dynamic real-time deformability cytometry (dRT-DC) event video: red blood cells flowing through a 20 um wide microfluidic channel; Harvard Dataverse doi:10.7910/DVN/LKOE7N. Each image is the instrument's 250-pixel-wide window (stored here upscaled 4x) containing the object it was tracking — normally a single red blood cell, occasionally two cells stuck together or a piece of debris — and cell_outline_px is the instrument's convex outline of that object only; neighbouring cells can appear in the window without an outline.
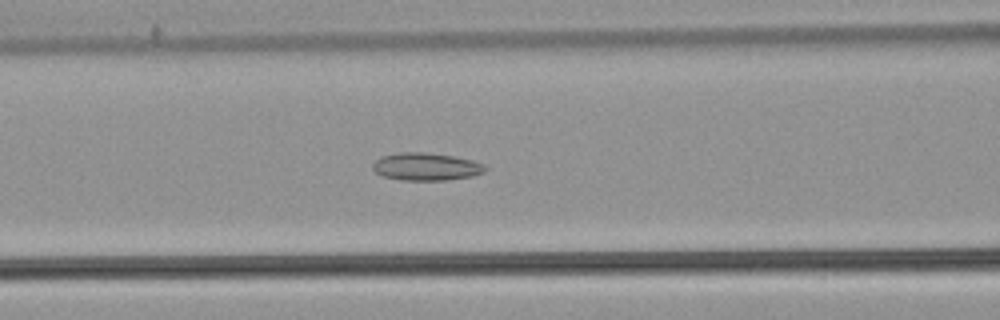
{"species": "common noctule bat (a hibernating species)", "species_latin": "Nyctalus noctula", "temperature_condition": "warm", "stored_images_in_passage": 40, "camera_frame_rate_fps": 3000, "um_per_image_px": 0.085, "animal": {"sex": "male", "body_mass_g": 21.5, "forearm_length_mm": 52.0}, "frame": {"image": 1, "passage_image": 15, "time_ms": 4.667, "image_size_px": [1000, 320], "cell_outline_px": [[488, 168], [484, 172], [472, 176], [448, 180], [400, 180], [384, 176], [376, 172], [372, 168], [372, 164], [380, 156], [400, 152], [424, 152], [452, 156], [472, 160], [484, 164]], "centroid_in_image_um": [36.22, 14.16], "position_along_channel_um": 130.4, "area_um2": 18.15}}
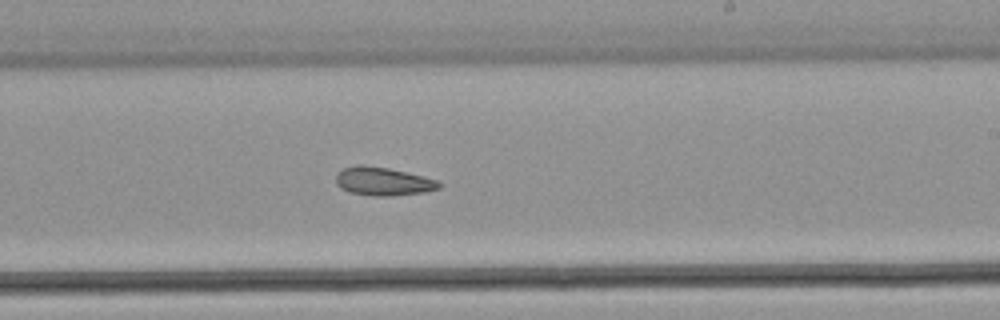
{"frame": {"image": 2, "passage_image": 25, "time_ms": 8.0, "image_size_px": [1000, 320], "cell_outline_px": [[444, 184], [440, 188], [424, 192], [392, 196], [372, 196], [348, 192], [340, 188], [336, 184], [336, 172], [344, 168], [356, 164], [364, 164], [388, 168], [436, 180]], "centroid_in_image_um": [32.51, 15.42], "position_along_channel_um": 256.5, "area_um2": 17.17}}
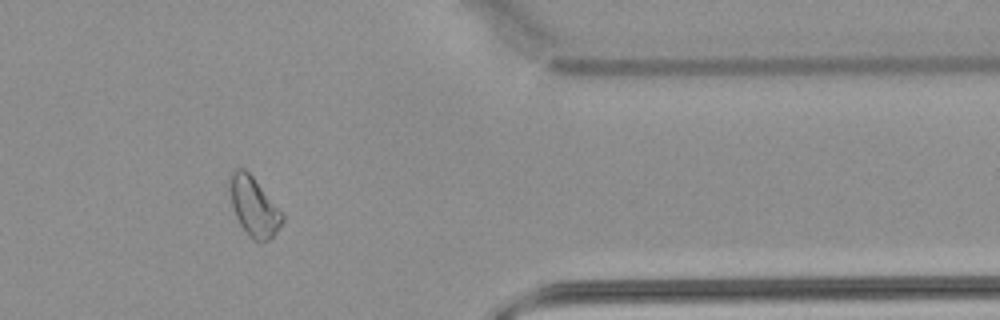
{"frame": {"image": 3, "passage_image": 37, "time_ms": 12.0, "image_size_px": [1000, 320], "cell_outline_px": [[284, 220], [276, 232], [268, 240], [252, 240], [240, 224], [236, 216], [232, 204], [228, 184], [228, 176], [232, 168], [244, 168], [252, 176], [284, 212]], "centroid_in_image_um": [21.57, 17.5], "position_along_channel_um": 389.8, "area_um2": 18.26}}